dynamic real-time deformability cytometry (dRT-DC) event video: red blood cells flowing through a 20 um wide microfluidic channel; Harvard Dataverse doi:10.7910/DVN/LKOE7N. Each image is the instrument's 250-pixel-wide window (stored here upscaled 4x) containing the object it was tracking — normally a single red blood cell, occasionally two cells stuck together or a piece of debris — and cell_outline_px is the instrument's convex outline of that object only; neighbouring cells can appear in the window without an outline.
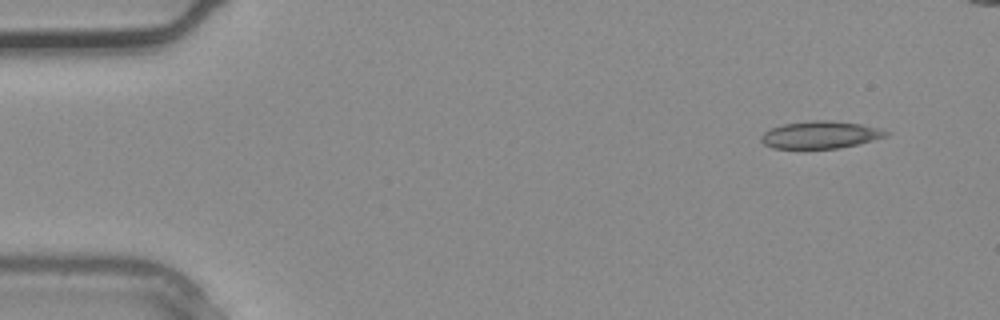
{"species": "common noctule bat (a hibernating species)", "species_latin": "Nyctalus noctula", "temperature_condition": "warm", "stored_images_in_passage": 4, "camera_frame_rate_fps": 3000, "um_per_image_px": 0.085, "animal": {"sex": "male", "body_mass_g": 20.4}, "frame": {"image": 1, "passage_image": 1, "time_ms": 0.0, "image_size_px": [1000, 320], "cell_outline_px": [[892, 132], [888, 136], [860, 144], [840, 148], [772, 148], [764, 144], [760, 140], [760, 136], [764, 132], [772, 128], [784, 124], [812, 120], [828, 120], [860, 124], [880, 128]], "centroid_in_image_um": [69.78, 11.46], "position_along_channel_um": 15.2, "area_um2": 20.0}}